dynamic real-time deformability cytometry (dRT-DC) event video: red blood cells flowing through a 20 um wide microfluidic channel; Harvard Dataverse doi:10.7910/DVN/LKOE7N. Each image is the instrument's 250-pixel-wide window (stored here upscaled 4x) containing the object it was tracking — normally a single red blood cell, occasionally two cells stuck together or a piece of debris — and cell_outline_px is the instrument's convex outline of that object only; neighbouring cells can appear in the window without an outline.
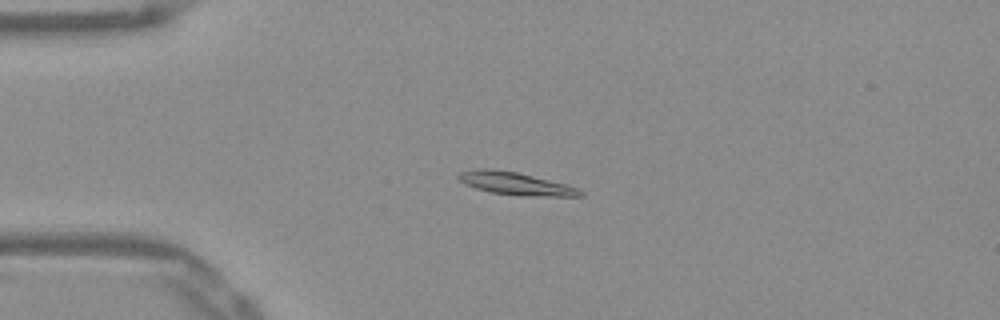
{"species": "Egyptian fruit bat (a non-hibernating species)", "species_latin": "Rousettus aegyptiacus", "temperature_condition": "warm", "stored_images_in_passage": 48, "camera_frame_rate_fps": 3000, "um_per_image_px": 0.085, "frame": {"image": 1, "passage_image": 8, "time_ms": 2.333, "image_size_px": [1000, 320], "cell_outline_px": [[584, 196], [520, 196], [492, 192], [476, 188], [464, 184], [456, 176], [460, 172], [480, 168], [492, 168], [516, 172], [564, 184], [576, 188], [584, 192]], "centroid_in_image_um": [43.78, 15.6], "position_along_channel_um": 41.2, "area_um2": 15.9}}
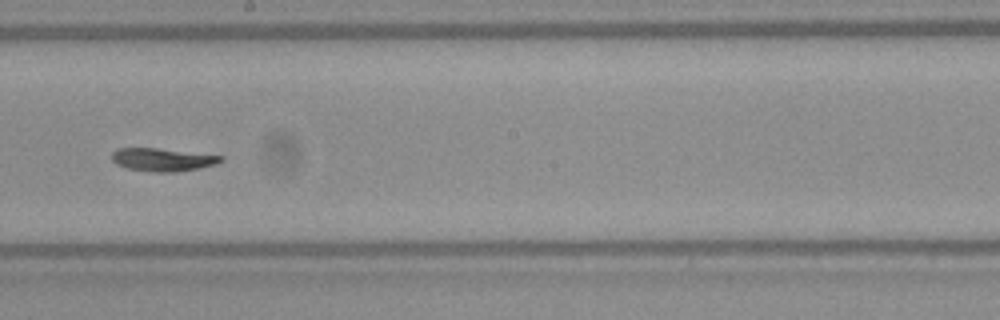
{"frame": {"image": 2, "passage_image": 25, "time_ms": 8.0, "image_size_px": [1000, 320], "cell_outline_px": [[224, 160], [216, 164], [176, 172], [156, 172], [124, 168], [116, 164], [112, 160], [112, 152], [116, 148], [156, 148], [224, 156]], "centroid_in_image_um": [13.79, 13.57], "position_along_channel_um": 234.4, "area_um2": 14.57}}
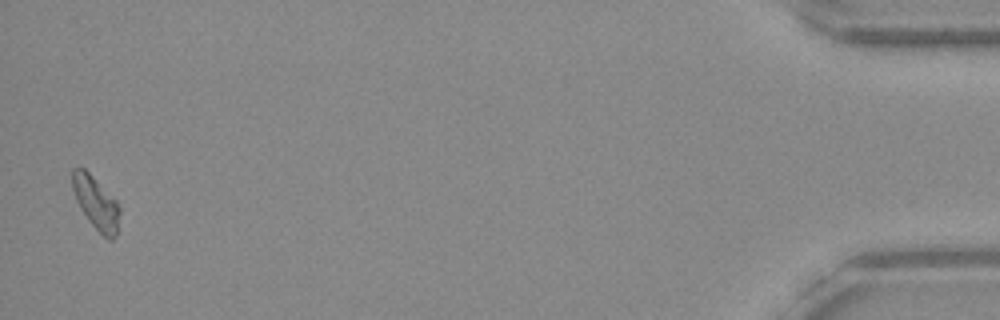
{"frame": {"image": 3, "passage_image": 47, "time_ms": 15.333, "image_size_px": [1000, 320], "cell_outline_px": [[120, 212], [116, 236], [112, 240], [108, 240], [88, 220], [80, 208], [76, 200], [72, 188], [72, 168], [84, 168], [116, 200], [120, 208]], "centroid_in_image_um": [8.16, 17.26], "position_along_channel_um": 427.0, "area_um2": 14.39}, "authors_computed_cell_mechanics": {"area_um2": 15.0569, "velocity_mm_per_s": 3.8623, "shape_relaxation_time_tau1_ms": 2.8615, "shape_relaxation_time_tau2_ms": 9.6788, "deformation_change_tau1": 0.1377, "deformation_change_tau2": 0.1561}}